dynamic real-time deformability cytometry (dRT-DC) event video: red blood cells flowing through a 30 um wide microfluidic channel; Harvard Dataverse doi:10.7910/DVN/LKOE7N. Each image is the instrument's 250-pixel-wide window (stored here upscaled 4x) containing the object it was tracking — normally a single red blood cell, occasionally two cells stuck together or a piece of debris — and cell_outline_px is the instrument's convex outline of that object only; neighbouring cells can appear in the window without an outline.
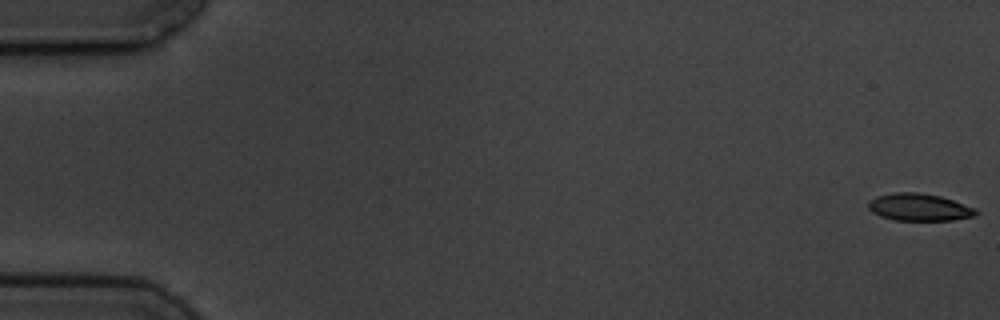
{"species": "common noctule bat (a hibernating species)", "species_latin": "Nyctalus noctula", "temperature_condition": "cold", "stored_images_in_passage": 6, "camera_frame_rate_fps": 3000, "um_per_image_px": 0.085, "animal": {"sex": "male", "body_mass_g": 19.5, "forearm_length_mm": 54.6}, "frame": {"image": 1, "passage_image": 1, "time_ms": 0.0, "image_size_px": [1000, 320], "cell_outline_px": [[980, 212], [976, 216], [952, 220], [892, 220], [880, 216], [872, 212], [868, 208], [868, 200], [876, 196], [896, 192], [916, 192], [940, 196], [976, 208]], "centroid_in_image_um": [78.13, 17.62], "position_along_channel_um": 6.9, "area_um2": 17.22}}
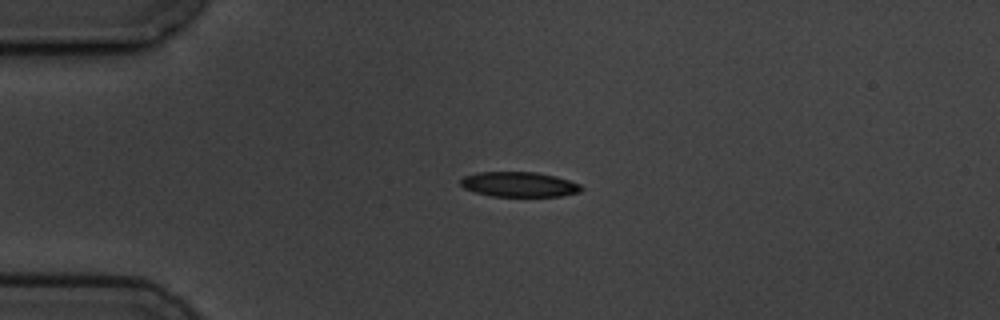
{"frame": {"image": 2, "passage_image": 4, "time_ms": 4.333, "image_size_px": [1000, 320], "cell_outline_px": [[584, 188], [580, 192], [560, 196], [492, 196], [476, 192], [464, 188], [460, 184], [460, 180], [464, 176], [476, 172], [536, 172], [556, 176], [580, 184]], "centroid_in_image_um": [44.13, 15.67], "position_along_channel_um": 40.9, "area_um2": 17.57}}
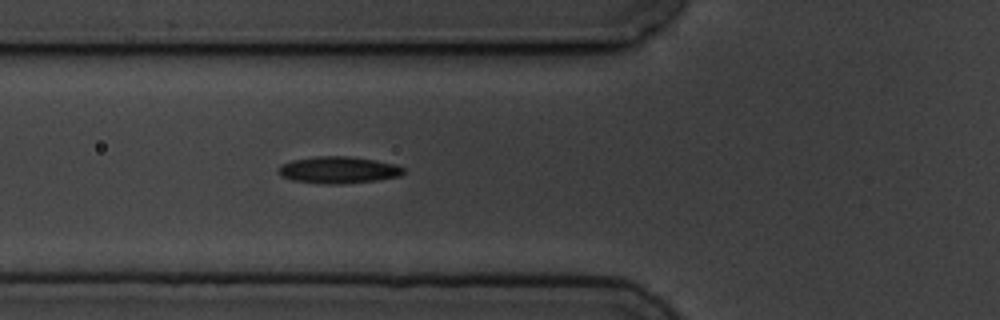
{"frame": {"image": 3, "passage_image": 6, "time_ms": 6.667, "image_size_px": [1000, 320], "cell_outline_px": [[404, 172], [400, 176], [376, 180], [340, 184], [324, 184], [292, 180], [280, 176], [276, 172], [276, 168], [280, 164], [292, 160], [316, 156], [348, 156], [376, 160], [396, 164], [404, 168]], "centroid_in_image_um": [28.71, 14.44], "position_along_channel_um": 97.1, "area_um2": 19.77}}